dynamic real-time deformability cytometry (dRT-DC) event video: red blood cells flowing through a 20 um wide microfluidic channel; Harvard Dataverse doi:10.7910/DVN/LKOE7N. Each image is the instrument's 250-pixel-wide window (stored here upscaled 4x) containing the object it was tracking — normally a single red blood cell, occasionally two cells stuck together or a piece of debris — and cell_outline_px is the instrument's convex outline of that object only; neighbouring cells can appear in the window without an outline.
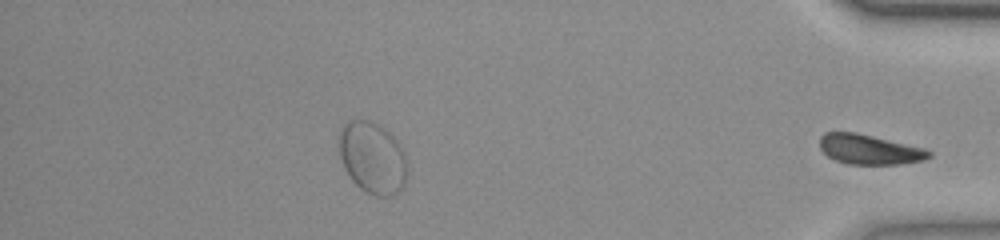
{"species": "common noctule bat (a hibernating species)", "species_latin": "Nyctalus noctula", "temperature_condition": "room temperature", "stored_images_in_passage": 47, "segment_of_instrument_passage": [2, 2], "camera_frame_rate_fps": 3000, "um_per_image_px": 0.085, "animal": {"sex": "female", "body_mass_g": 23.0, "forearm_length_mm": 53.4}, "frame": {"image": 1, "passage_image": 47, "time_ms": 15.333, "image_size_px": [1000, 240], "cell_outline_px": [[932, 156], [924, 160], [900, 164], [848, 164], [836, 160], [828, 156], [820, 148], [820, 136], [824, 132], [852, 132], [924, 148], [932, 152]], "centroid_in_image_um": [73.89, 12.71], "position_along_channel_um": 361.3, "area_um2": 18.73}}